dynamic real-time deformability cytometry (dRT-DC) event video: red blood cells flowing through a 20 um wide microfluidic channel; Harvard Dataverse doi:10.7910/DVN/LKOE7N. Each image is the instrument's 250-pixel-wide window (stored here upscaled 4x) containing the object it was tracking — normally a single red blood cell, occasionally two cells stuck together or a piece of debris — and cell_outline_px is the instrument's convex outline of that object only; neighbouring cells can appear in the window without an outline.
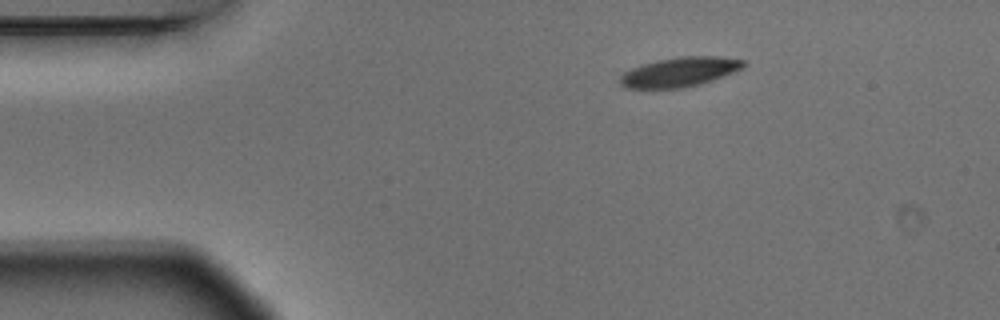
{"species": "Egyptian fruit bat (a non-hibernating species)", "species_latin": "Rousettus aegyptiacus", "temperature_condition": "warm", "stored_images_in_passage": 2, "camera_frame_rate_fps": 3000, "um_per_image_px": 0.085, "animal": {"sex": "male"}, "frame": {"image": 1, "passage_image": 1, "time_ms": 0.0, "image_size_px": [1000, 320], "cell_outline_px": [[748, 64], [744, 68], [712, 80], [700, 84], [684, 88], [624, 88], [620, 84], [620, 76], [624, 72], [632, 68], [644, 64], [660, 60], [684, 56], [720, 56], [744, 60]], "centroid_in_image_um": [57.81, 6.12], "position_along_channel_um": 27.2, "area_um2": 21.15}}
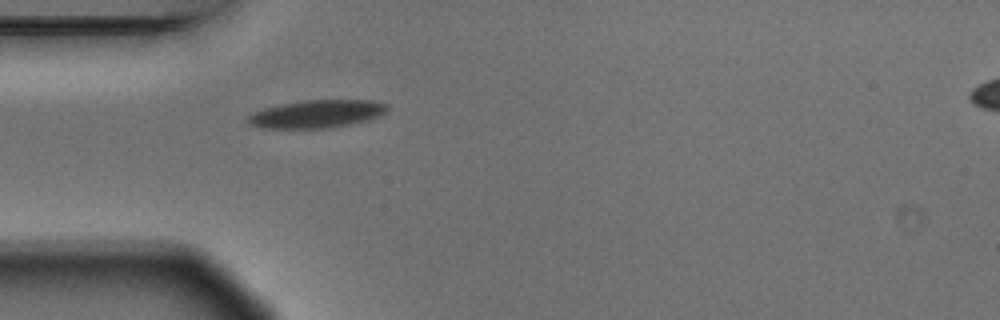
{"frame": {"image": 2, "passage_image": 2, "time_ms": 0.333, "image_size_px": [1000, 320], "cell_outline_px": [[388, 108], [380, 116], [348, 124], [328, 128], [260, 128], [252, 124], [248, 120], [248, 116], [264, 108], [280, 104], [304, 100], [372, 100], [388, 104]], "centroid_in_image_um": [26.94, 9.67], "position_along_channel_um": 58.1, "area_um2": 22.31}}